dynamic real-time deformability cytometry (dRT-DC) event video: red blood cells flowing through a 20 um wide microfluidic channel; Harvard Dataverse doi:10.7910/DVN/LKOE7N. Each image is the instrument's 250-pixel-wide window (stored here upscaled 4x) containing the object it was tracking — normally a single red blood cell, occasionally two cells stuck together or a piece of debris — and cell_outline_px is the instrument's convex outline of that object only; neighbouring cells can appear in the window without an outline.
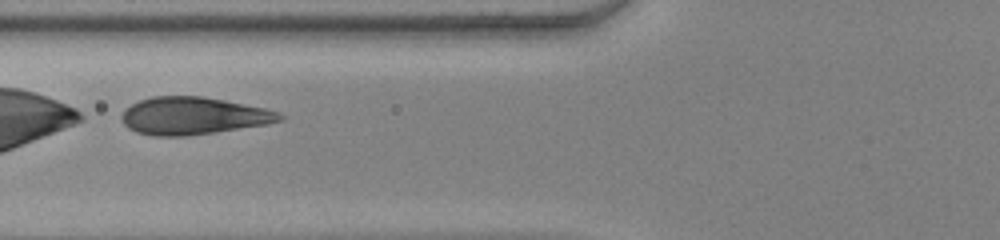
{"species": "human", "species_latin": "Homo sapiens", "temperature_condition": "warm", "stored_images_in_passage": 36, "camera_frame_rate_fps": 3000, "um_per_image_px": 0.085, "donor": {"sex": "female"}, "frame": {"image": 1, "passage_image": 14, "time_ms": 4.333, "image_size_px": [1000, 240], "cell_outline_px": [[284, 120], [268, 124], [216, 132], [184, 136], [152, 136], [136, 132], [128, 128], [124, 124], [120, 116], [132, 104], [140, 100], [152, 96], [200, 96], [224, 100], [264, 108], [280, 112], [284, 116]], "centroid_in_image_um": [16.44, 9.85], "position_along_channel_um": 109.4, "area_um2": 34.45}}
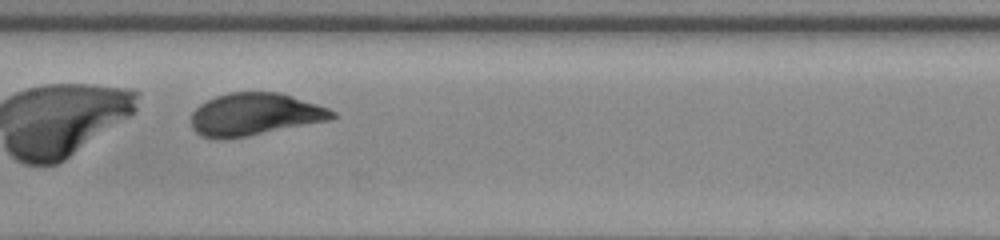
{"frame": {"image": 2, "passage_image": 20, "time_ms": 6.333, "image_size_px": [1000, 240], "cell_outline_px": [[336, 116], [332, 120], [248, 136], [216, 140], [200, 136], [192, 128], [192, 112], [200, 104], [216, 96], [232, 92], [280, 92], [328, 108], [336, 112]], "centroid_in_image_um": [21.66, 9.73], "position_along_channel_um": 185.7, "area_um2": 34.97}}
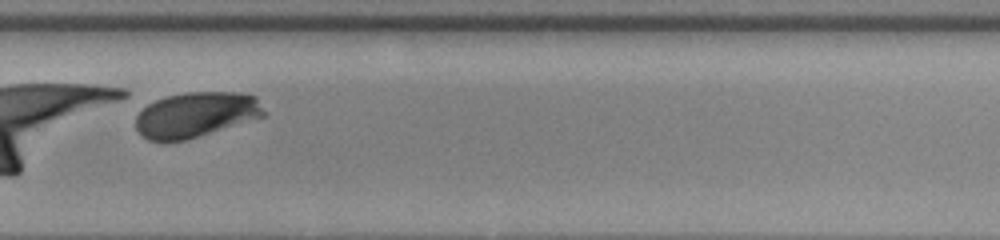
{"frame": {"image": 3, "passage_image": 30, "time_ms": 9.667, "image_size_px": [1000, 240], "cell_outline_px": [[268, 112], [264, 116], [188, 140], [164, 144], [160, 144], [148, 140], [140, 136], [136, 128], [136, 116], [148, 104], [156, 100], [168, 96], [188, 92], [240, 92], [256, 96]], "centroid_in_image_um": [16.64, 9.79], "position_along_channel_um": 313.2, "area_um2": 34.51}, "authors_computed_cell_mechanics": {"area_um2": 35.3447, "velocity_mm_per_s": 3.8266, "shape_relaxation_time_tau1_ms": 1.8796, "shape_relaxation_time_tau2_ms": null, "deformation_change_tau1": 0.1083, "deformation_change_tau2": null}}